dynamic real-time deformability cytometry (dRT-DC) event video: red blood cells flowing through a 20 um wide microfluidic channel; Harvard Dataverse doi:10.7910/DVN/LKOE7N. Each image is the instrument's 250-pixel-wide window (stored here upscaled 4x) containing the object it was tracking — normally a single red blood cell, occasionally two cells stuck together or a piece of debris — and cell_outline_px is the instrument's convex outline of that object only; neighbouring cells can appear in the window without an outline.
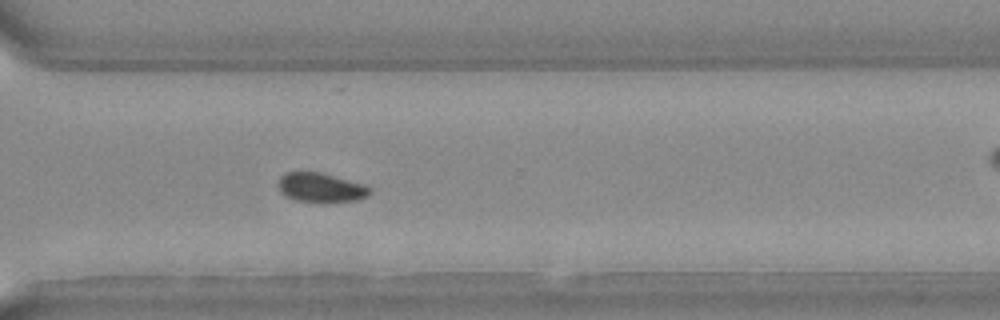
{"species": "Egyptian fruit bat (a non-hibernating species)", "species_latin": "Rousettus aegyptiacus", "temperature_condition": "warm", "stored_images_in_passage": 34, "camera_frame_rate_fps": 3000, "um_per_image_px": 0.085, "animal": {"sex": "female"}, "frame": {"image": 1, "passage_image": 25, "time_ms": 8.0, "image_size_px": [1000, 320], "cell_outline_px": [[372, 192], [368, 196], [356, 200], [324, 204], [320, 204], [296, 200], [280, 192], [280, 176], [284, 172], [320, 172], [364, 184], [372, 188]], "centroid_in_image_um": [27.32, 15.97], "position_along_channel_um": 343.3, "area_um2": 15.95}}